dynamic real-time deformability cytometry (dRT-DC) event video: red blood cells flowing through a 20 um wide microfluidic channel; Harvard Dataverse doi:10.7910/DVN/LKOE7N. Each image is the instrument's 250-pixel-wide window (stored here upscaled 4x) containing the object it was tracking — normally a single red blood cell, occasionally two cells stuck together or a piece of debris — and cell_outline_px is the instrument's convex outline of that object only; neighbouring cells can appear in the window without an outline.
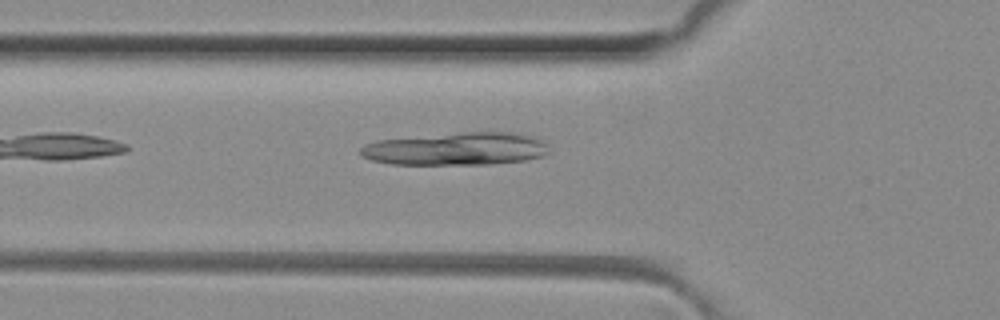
{"species": "common noctule bat (a hibernating species)", "species_latin": "Nyctalus noctula", "temperature_condition": "room temperature", "stored_images_in_passage": 34, "camera_frame_rate_fps": 3000, "um_per_image_px": 0.085, "animal": {"sex": "female", "body_mass_g": 29.2, "forearm_length_mm": 56.3}, "frame": {"image": 1, "passage_image": 2, "time_ms": 0.333, "image_size_px": [1000, 320], "cell_outline_px": [[548, 152], [544, 156], [524, 160], [492, 164], [392, 164], [372, 160], [364, 156], [360, 152], [360, 148], [376, 140], [464, 132], [512, 132], [532, 136], [544, 140]], "centroid_in_image_um": [38.82, 12.65], "position_along_channel_um": 87.0, "area_um2": 35.78}}
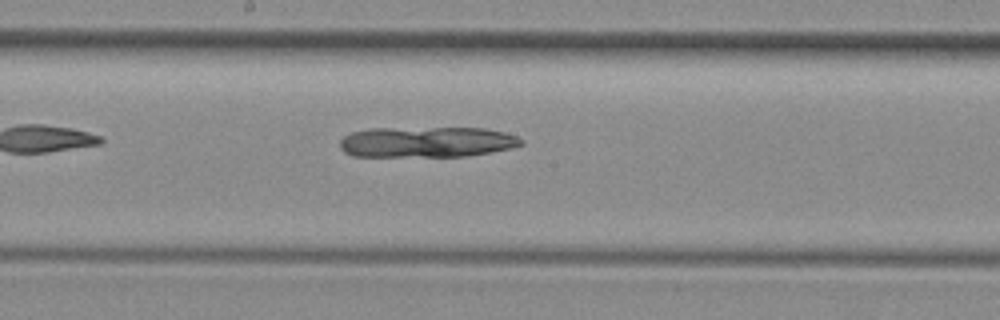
{"frame": {"image": 2, "passage_image": 11, "time_ms": 3.333, "image_size_px": [1000, 320], "cell_outline_px": [[524, 144], [512, 148], [492, 152], [468, 156], [352, 156], [344, 152], [340, 148], [340, 140], [344, 136], [352, 132], [368, 128], [484, 128], [504, 132], [516, 136], [524, 140]], "centroid_in_image_um": [36.28, 12.07], "position_along_channel_um": 211.9, "area_um2": 32.6}}
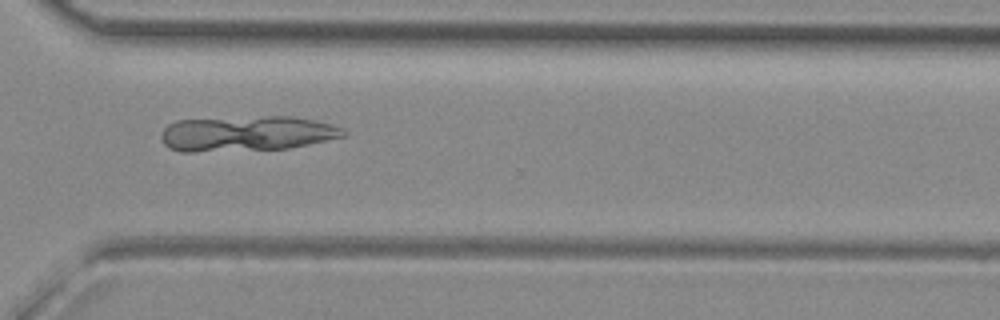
{"frame": {"image": 3, "passage_image": 21, "time_ms": 6.667, "image_size_px": [1000, 320], "cell_outline_px": [[344, 136], [308, 144], [288, 148], [192, 152], [180, 152], [168, 148], [164, 144], [160, 136], [164, 128], [168, 124], [176, 120], [268, 116], [292, 116], [332, 124], [340, 128], [344, 132]], "centroid_in_image_um": [20.89, 11.35], "position_along_channel_um": 349.7, "area_um2": 37.22}}